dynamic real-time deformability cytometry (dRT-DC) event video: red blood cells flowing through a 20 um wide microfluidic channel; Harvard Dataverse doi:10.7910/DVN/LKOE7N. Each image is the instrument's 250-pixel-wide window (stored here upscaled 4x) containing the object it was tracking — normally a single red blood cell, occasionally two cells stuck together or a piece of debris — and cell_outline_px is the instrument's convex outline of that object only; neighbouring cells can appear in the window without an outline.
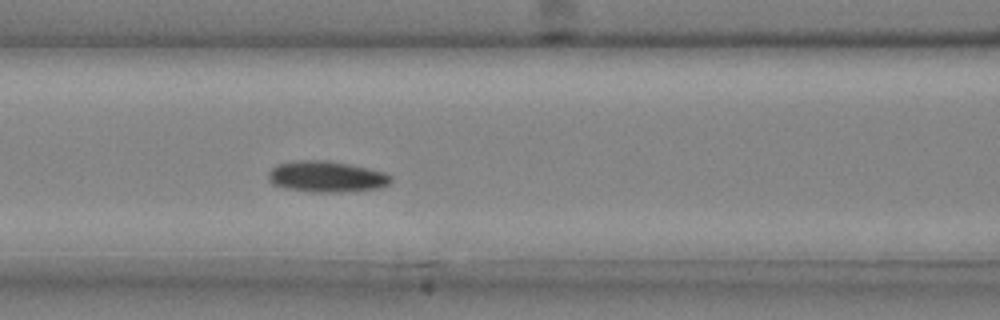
{"species": "common noctule bat (a hibernating species)", "species_latin": "Nyctalus noctula", "temperature_condition": "cold", "stored_images_in_passage": 37, "camera_frame_rate_fps": 3000, "um_per_image_px": 0.085, "animal": {"sex": "male", "body_mass_g": 20.4}, "frame": {"image": 1, "passage_image": 16, "time_ms": 5.0, "image_size_px": [1000, 320], "cell_outline_px": [[392, 180], [388, 184], [380, 188], [340, 192], [308, 192], [284, 188], [272, 184], [268, 180], [268, 172], [276, 164], [296, 160], [328, 160], [388, 172], [392, 176]], "centroid_in_image_um": [27.74, 15.01], "position_along_channel_um": 138.9, "area_um2": 22.54}}
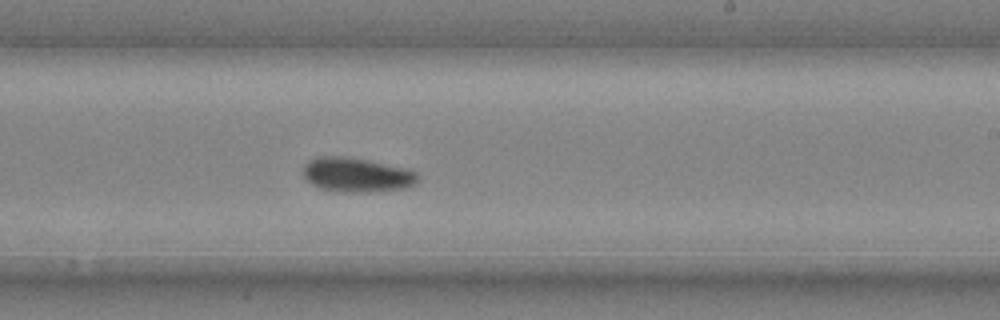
{"frame": {"image": 2, "passage_image": 24, "time_ms": 7.667, "image_size_px": [1000, 320], "cell_outline_px": [[416, 184], [408, 188], [376, 192], [332, 192], [320, 188], [312, 184], [304, 176], [304, 164], [308, 160], [320, 156], [340, 156], [364, 160], [404, 168], [416, 172]], "centroid_in_image_um": [30.29, 14.89], "position_along_channel_um": 258.7, "area_um2": 22.89}}
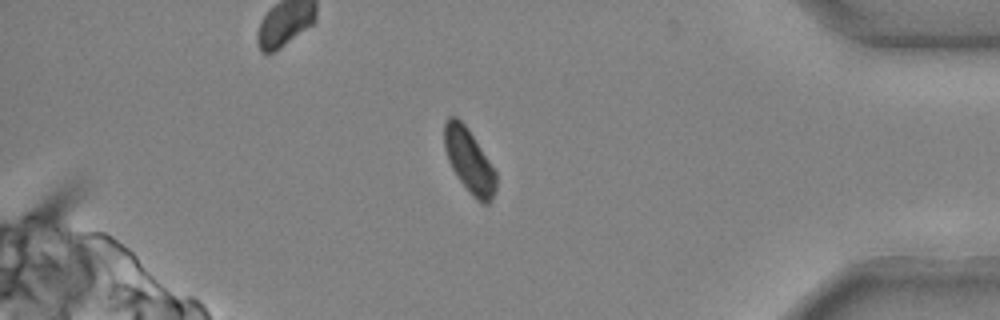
{"frame": {"image": 3, "passage_image": 35, "time_ms": 11.333, "image_size_px": [1000, 320], "cell_outline_px": [[496, 192], [492, 200], [488, 204], [480, 204], [468, 192], [456, 176], [448, 160], [444, 148], [444, 124], [448, 116], [456, 116], [468, 128], [496, 172]], "centroid_in_image_um": [39.88, 13.7], "position_along_channel_um": 395.3, "area_um2": 19.48}}